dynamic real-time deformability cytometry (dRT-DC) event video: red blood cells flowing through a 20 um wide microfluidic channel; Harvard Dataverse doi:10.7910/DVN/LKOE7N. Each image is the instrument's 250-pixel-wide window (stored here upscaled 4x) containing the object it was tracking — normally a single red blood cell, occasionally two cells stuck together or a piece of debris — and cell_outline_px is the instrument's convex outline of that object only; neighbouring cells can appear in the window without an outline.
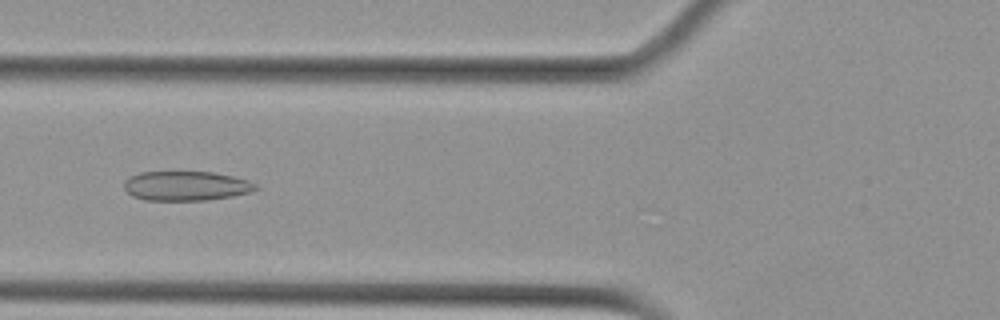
{"species": "Egyptian fruit bat (a non-hibernating species)", "species_latin": "Rousettus aegyptiacus", "temperature_condition": "cold", "stored_images_in_passage": 25, "camera_frame_rate_fps": 3000, "um_per_image_px": 0.085, "animal": {"sex": "female"}, "frame": {"image": 1, "passage_image": 9, "time_ms": 2.667, "image_size_px": [1000, 320], "cell_outline_px": [[260, 188], [252, 192], [232, 196], [208, 200], [144, 200], [132, 196], [124, 188], [124, 180], [140, 172], [212, 172], [232, 176], [248, 180], [256, 184]], "centroid_in_image_um": [15.84, 15.81], "position_along_channel_um": 110.0, "area_um2": 22.66}}
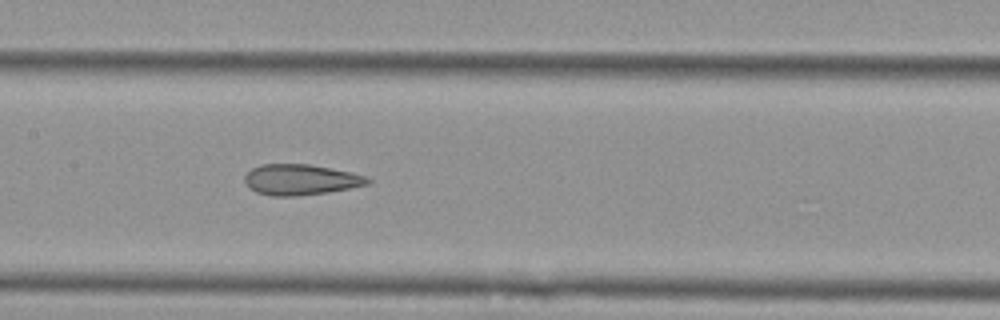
{"frame": {"image": 2, "passage_image": 15, "time_ms": 4.667, "image_size_px": [1000, 320], "cell_outline_px": [[372, 180], [368, 184], [328, 192], [300, 196], [272, 196], [256, 192], [248, 188], [244, 180], [244, 176], [252, 168], [260, 164], [308, 164], [352, 172], [368, 176]], "centroid_in_image_um": [25.54, 15.27], "position_along_channel_um": 181.9, "area_um2": 22.14}}
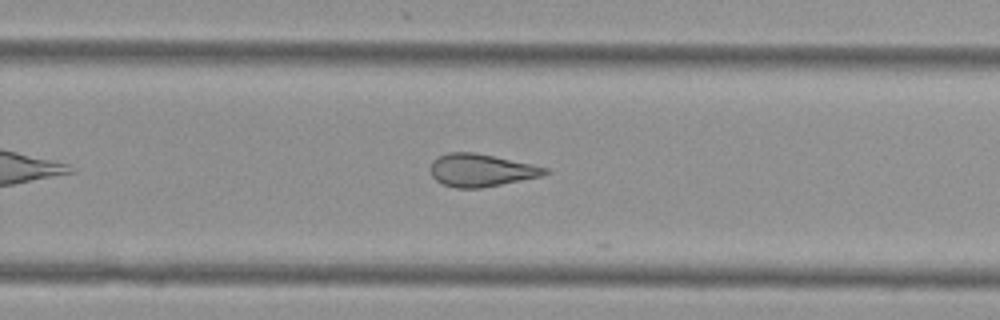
{"frame": {"image": 3, "passage_image": 24, "time_ms": 7.667, "image_size_px": [1000, 320], "cell_outline_px": [[552, 172], [540, 176], [480, 188], [456, 188], [444, 184], [436, 180], [432, 176], [428, 168], [432, 160], [436, 156], [448, 152], [472, 152], [532, 164], [548, 168]], "centroid_in_image_um": [40.84, 14.46], "position_along_channel_um": 289.0, "area_um2": 21.73}}